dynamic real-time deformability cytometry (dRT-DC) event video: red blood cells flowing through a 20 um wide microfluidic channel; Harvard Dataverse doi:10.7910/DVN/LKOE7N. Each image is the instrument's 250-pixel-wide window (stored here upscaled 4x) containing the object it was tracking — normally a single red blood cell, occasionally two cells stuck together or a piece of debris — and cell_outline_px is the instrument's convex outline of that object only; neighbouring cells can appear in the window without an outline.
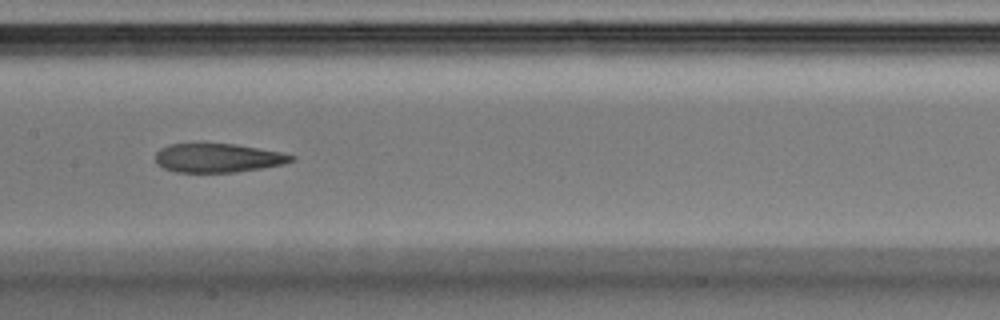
{"species": "Egyptian fruit bat (a non-hibernating species)", "species_latin": "Rousettus aegyptiacus", "temperature_condition": "warm", "stored_images_in_passage": 31, "camera_frame_rate_fps": 3000, "um_per_image_px": 0.085, "animal": {"sex": "male"}, "frame": {"image": 1, "passage_image": 18, "time_ms": 5.667, "image_size_px": [1000, 320], "cell_outline_px": [[296, 160], [284, 164], [236, 172], [176, 172], [164, 168], [156, 164], [156, 152], [160, 148], [168, 144], [236, 144], [280, 152], [296, 156]], "centroid_in_image_um": [18.52, 13.42], "position_along_channel_um": 188.9, "area_um2": 22.83}}
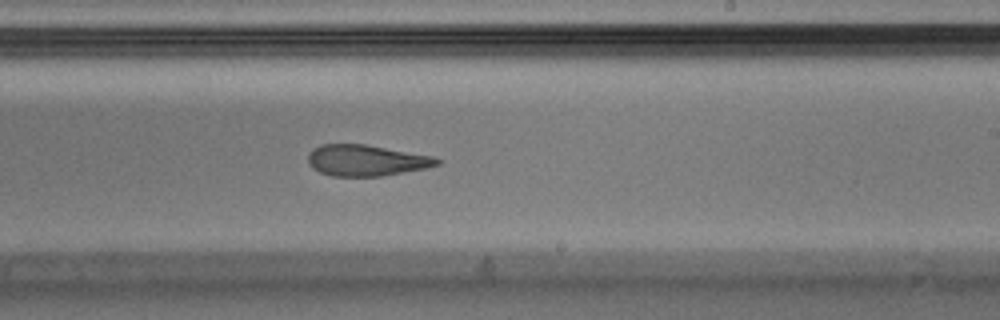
{"frame": {"image": 2, "passage_image": 22, "time_ms": 7.0, "image_size_px": [1000, 320], "cell_outline_px": [[444, 160], [440, 164], [424, 168], [380, 176], [332, 176], [320, 172], [312, 168], [308, 164], [308, 152], [312, 148], [320, 144], [364, 144], [432, 156]], "centroid_in_image_um": [31.08, 13.62], "position_along_channel_um": 257.9, "area_um2": 23.35}}